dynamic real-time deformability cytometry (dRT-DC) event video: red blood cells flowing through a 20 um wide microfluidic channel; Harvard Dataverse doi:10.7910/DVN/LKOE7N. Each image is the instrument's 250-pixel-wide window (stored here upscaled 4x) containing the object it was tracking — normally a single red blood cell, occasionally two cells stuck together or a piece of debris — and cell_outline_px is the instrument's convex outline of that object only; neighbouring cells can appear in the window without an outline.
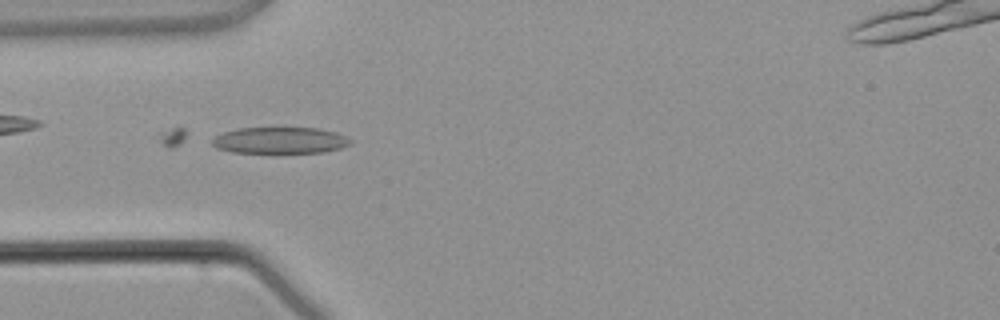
{"species": "common noctule bat (a hibernating species)", "species_latin": "Nyctalus noctula", "temperature_condition": "warm", "stored_images_in_passage": 4, "camera_frame_rate_fps": 3000, "um_per_image_px": 0.085, "animal": {"sex": "male", "body_mass_g": 21.5, "forearm_length_mm": 52.0}, "frame": {"image": 1, "passage_image": 4, "time_ms": 3.667, "image_size_px": [1000, 320], "cell_outline_px": [[352, 144], [340, 148], [324, 152], [276, 156], [232, 152], [216, 148], [212, 144], [212, 140], [216, 136], [224, 132], [240, 128], [320, 128], [336, 132], [352, 140]], "centroid_in_image_um": [23.81, 11.99], "position_along_channel_um": 61.2, "area_um2": 22.43}}